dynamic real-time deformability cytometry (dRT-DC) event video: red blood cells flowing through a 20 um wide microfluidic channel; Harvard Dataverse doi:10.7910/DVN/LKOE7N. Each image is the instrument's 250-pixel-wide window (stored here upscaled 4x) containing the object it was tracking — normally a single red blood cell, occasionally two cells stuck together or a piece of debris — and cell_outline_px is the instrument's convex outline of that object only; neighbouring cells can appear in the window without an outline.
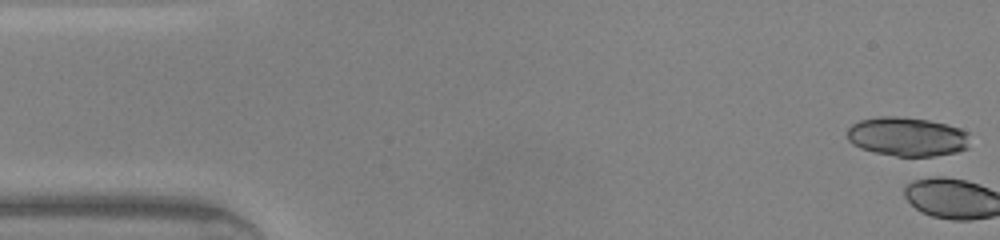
{"species": "common noctule bat (a hibernating species)", "species_latin": "Nyctalus noctula", "temperature_condition": "warm", "stored_images_in_passage": 3, "camera_frame_rate_fps": 3000, "um_per_image_px": 0.085, "animal": {"sex": "male", "body_mass_g": 20.0, "forearm_length_mm": 53.3}, "frame": {"image": 1, "passage_image": 1, "time_ms": 0.0, "image_size_px": [1000, 240], "cell_outline_px": [[968, 148], [956, 152], [936, 156], [896, 156], [876, 152], [860, 148], [852, 144], [848, 140], [848, 128], [852, 124], [860, 120], [880, 116], [896, 116], [928, 120], [948, 124], [960, 128], [968, 132]], "centroid_in_image_um": [77.12, 11.61], "position_along_channel_um": 7.9, "area_um2": 27.98}}